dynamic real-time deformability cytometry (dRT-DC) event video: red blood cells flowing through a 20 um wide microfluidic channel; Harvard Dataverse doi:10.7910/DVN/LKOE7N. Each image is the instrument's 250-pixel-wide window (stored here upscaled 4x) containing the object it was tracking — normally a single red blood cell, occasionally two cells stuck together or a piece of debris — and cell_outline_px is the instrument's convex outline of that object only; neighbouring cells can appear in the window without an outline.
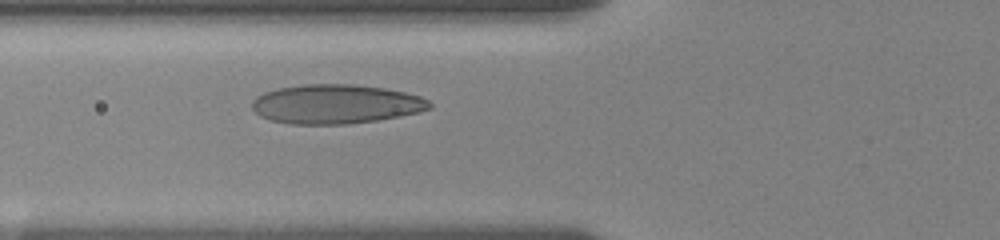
{"species": "human", "species_latin": "Homo sapiens", "temperature_condition": "room temperature", "stored_images_in_passage": 15, "camera_frame_rate_fps": 3000, "um_per_image_px": 0.085, "donor": {"sex": "female"}, "frame": {"image": 1, "passage_image": 15, "time_ms": 4.333, "image_size_px": [1000, 240], "cell_outline_px": [[432, 108], [400, 116], [380, 120], [348, 124], [292, 124], [272, 120], [260, 116], [252, 108], [252, 100], [256, 96], [264, 92], [280, 88], [304, 84], [352, 84], [384, 88], [404, 92], [420, 96], [428, 100], [432, 104]], "centroid_in_image_um": [28.54, 8.85], "position_along_channel_um": 97.3, "area_um2": 40.58}}